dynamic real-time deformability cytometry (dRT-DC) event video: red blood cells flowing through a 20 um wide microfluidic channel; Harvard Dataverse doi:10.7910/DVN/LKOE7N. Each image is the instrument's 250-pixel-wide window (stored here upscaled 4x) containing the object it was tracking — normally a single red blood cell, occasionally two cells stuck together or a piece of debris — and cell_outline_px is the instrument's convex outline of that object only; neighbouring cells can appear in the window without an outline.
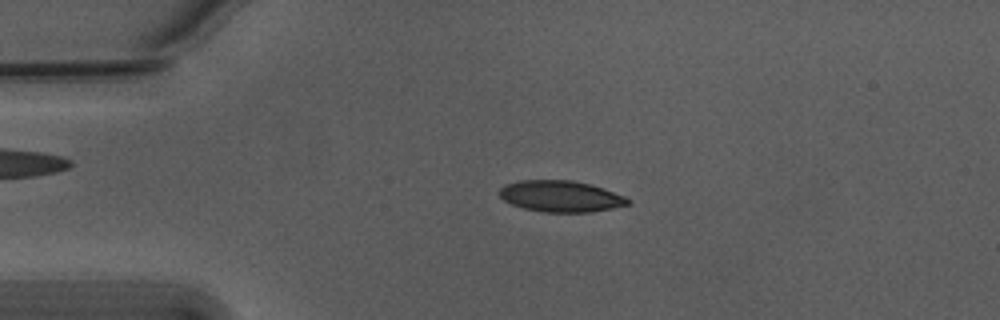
{"species": "Egyptian fruit bat (a non-hibernating species)", "species_latin": "Rousettus aegyptiacus", "temperature_condition": "warm", "stored_images_in_passage": 54, "camera_frame_rate_fps": 3000, "um_per_image_px": 0.085, "animal": {"sex": "male"}, "frame": {"image": 1, "passage_image": 12, "time_ms": 3.667, "image_size_px": [1000, 320], "cell_outline_px": [[632, 200], [628, 204], [612, 208], [592, 212], [544, 212], [524, 208], [512, 204], [504, 200], [500, 196], [500, 188], [504, 184], [520, 180], [572, 180], [592, 184], [604, 188], [624, 196]], "centroid_in_image_um": [47.67, 16.67], "position_along_channel_um": 37.3, "area_um2": 23.47}}
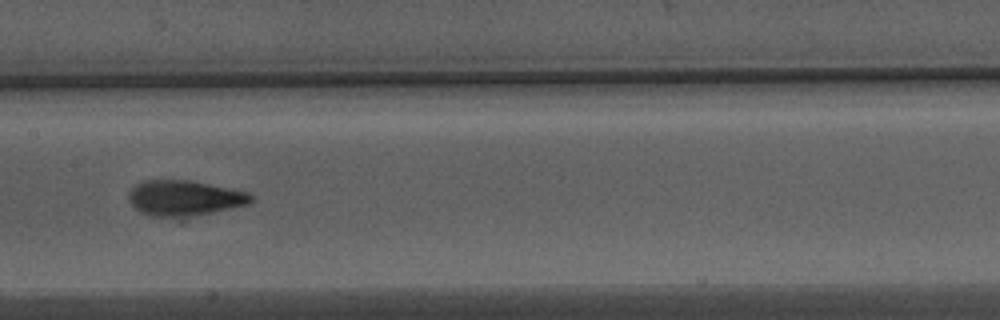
{"frame": {"image": 2, "passage_image": 27, "time_ms": 8.667, "image_size_px": [1000, 320], "cell_outline_px": [[252, 200], [248, 204], [232, 208], [180, 220], [152, 216], [136, 208], [128, 200], [128, 192], [136, 184], [144, 180], [188, 180], [248, 192], [252, 196]], "centroid_in_image_um": [15.65, 16.87], "position_along_channel_um": 191.7, "area_um2": 25.61}}
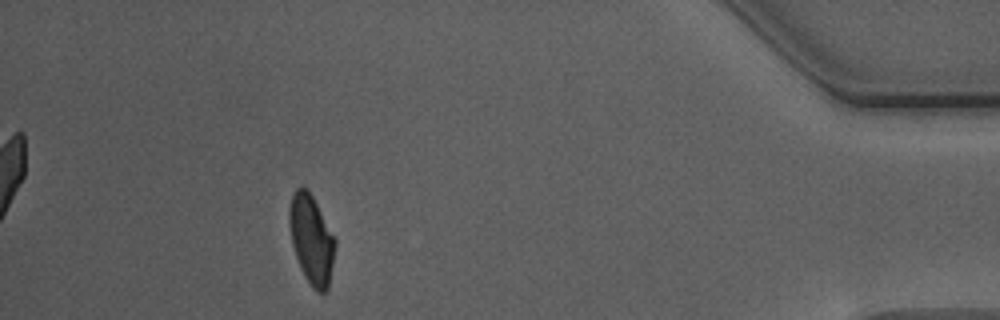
{"frame": {"image": 3, "passage_image": 49, "time_ms": 16.0, "image_size_px": [1000, 320], "cell_outline_px": [[336, 244], [328, 288], [324, 292], [316, 292], [312, 288], [304, 276], [300, 268], [292, 244], [288, 220], [288, 208], [292, 192], [296, 188], [308, 188], [336, 240]], "centroid_in_image_um": [26.45, 20.34], "position_along_channel_um": 408.8, "area_um2": 23.81}, "authors_computed_cell_mechanics": {"area_um2": 23.7558, "velocity_mm_per_s": 3.7585, "shape_relaxation_time_tau1_ms": 4.5925, "shape_relaxation_time_tau2_ms": 1.9423, "deformation_change_tau1": 0.1582, "deformation_change_tau2": 0.0796}}